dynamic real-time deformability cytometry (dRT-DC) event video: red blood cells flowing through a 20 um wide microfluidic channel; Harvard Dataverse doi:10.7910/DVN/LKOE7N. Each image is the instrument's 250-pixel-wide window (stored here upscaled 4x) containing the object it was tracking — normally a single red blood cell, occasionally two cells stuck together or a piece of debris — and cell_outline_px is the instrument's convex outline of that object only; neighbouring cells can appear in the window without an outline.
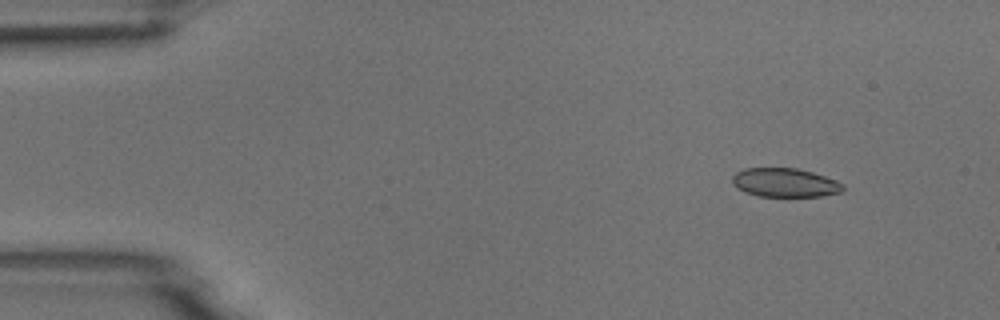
{"species": "common noctule bat (a hibernating species)", "species_latin": "Nyctalus noctula", "temperature_condition": "room temperature", "stored_images_in_passage": 6, "camera_frame_rate_fps": 3000, "um_per_image_px": 0.085, "animal": {"sex": "male", "body_mass_g": 18.8}, "frame": {"image": 1, "passage_image": 2, "time_ms": 1.333, "image_size_px": [1000, 320], "cell_outline_px": [[844, 188], [840, 192], [820, 196], [760, 196], [744, 192], [732, 184], [732, 176], [736, 172], [744, 168], [796, 168], [812, 172], [836, 180], [844, 184]], "centroid_in_image_um": [66.69, 15.52], "position_along_channel_um": 18.3, "area_um2": 18.55}}
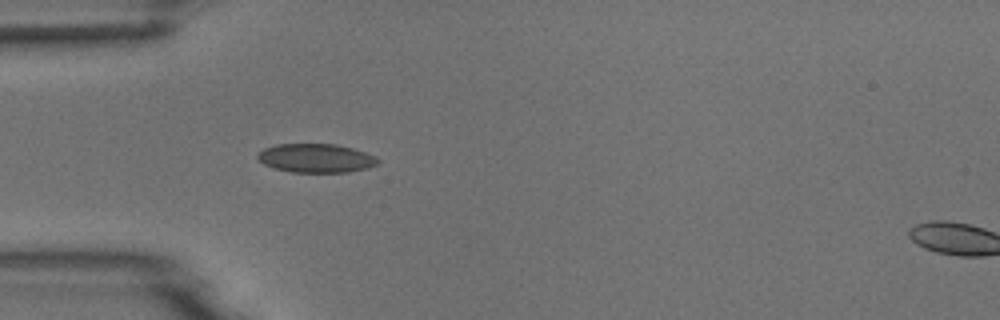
{"frame": {"image": 2, "passage_image": 5, "time_ms": 4.667, "image_size_px": [1000, 320], "cell_outline_px": [[380, 160], [376, 164], [368, 168], [348, 172], [292, 172], [276, 168], [264, 164], [256, 156], [264, 148], [276, 144], [336, 144], [352, 148], [376, 156]], "centroid_in_image_um": [26.88, 13.44], "position_along_channel_um": 58.1, "area_um2": 20.06}}